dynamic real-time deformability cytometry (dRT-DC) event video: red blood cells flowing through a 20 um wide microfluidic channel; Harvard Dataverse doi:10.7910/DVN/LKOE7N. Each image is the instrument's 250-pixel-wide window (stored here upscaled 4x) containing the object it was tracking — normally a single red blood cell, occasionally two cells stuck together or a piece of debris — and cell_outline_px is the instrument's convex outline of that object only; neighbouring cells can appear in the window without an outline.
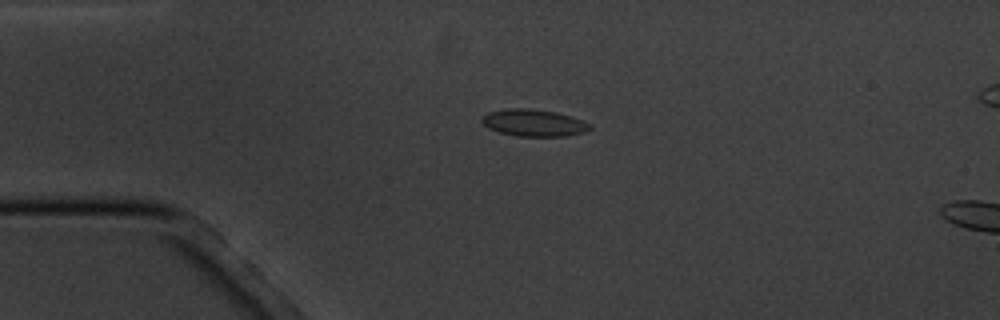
{"species": "common noctule bat (a hibernating species)", "species_latin": "Nyctalus noctula", "temperature_condition": "cold", "stored_images_in_passage": 4, "camera_frame_rate_fps": 3000, "um_per_image_px": 0.085, "animal": {"sex": "male", "body_mass_g": 20.1, "forearm_length_mm": 53.5}, "frame": {"image": 1, "passage_image": 3, "time_ms": 2.333, "image_size_px": [1000, 320], "cell_outline_px": [[592, 128], [584, 132], [568, 136], [516, 136], [500, 132], [488, 128], [480, 120], [488, 112], [504, 108], [528, 108], [556, 112], [572, 116], [592, 124]], "centroid_in_image_um": [45.39, 10.43], "position_along_channel_um": 39.6, "area_um2": 17.11}}